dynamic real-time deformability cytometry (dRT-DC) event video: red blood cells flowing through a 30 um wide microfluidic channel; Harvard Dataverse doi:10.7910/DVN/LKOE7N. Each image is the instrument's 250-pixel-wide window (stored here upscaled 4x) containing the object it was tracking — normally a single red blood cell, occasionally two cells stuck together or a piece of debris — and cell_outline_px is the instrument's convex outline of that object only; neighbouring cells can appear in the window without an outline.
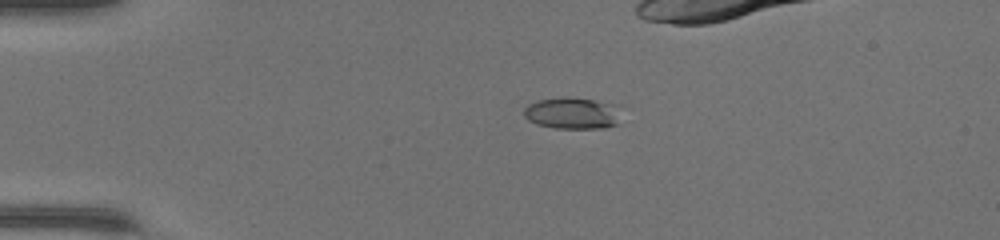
{"species": "common noctule bat (a hibernating species)", "species_latin": "Nyctalus noctula", "temperature_condition": "warm", "stored_images_in_passage": 31, "camera_frame_rate_fps": 3000, "um_per_image_px": 0.085, "animal": {"sex": "female", "body_mass_g": 17.0, "forearm_length_mm": 48.0}, "frame": {"image": 1, "passage_image": 2, "time_ms": 0.333, "image_size_px": [1000, 240], "cell_outline_px": [[616, 124], [604, 128], [556, 128], [536, 124], [528, 120], [524, 116], [524, 108], [528, 104], [540, 100], [592, 100], [604, 104]], "centroid_in_image_um": [48.37, 9.7], "position_along_channel_um": 36.6, "area_um2": 15.78}}
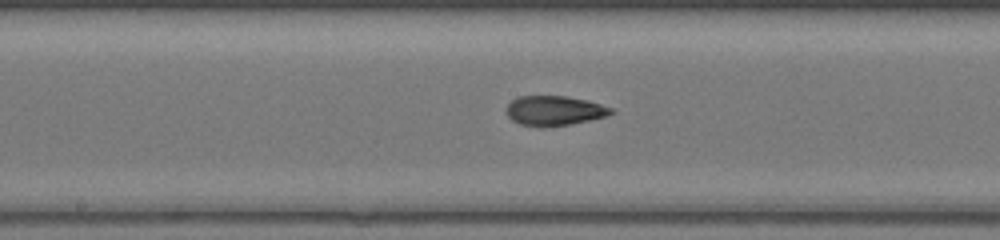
{"frame": {"image": 2, "passage_image": 17, "time_ms": 5.333, "image_size_px": [1000, 240], "cell_outline_px": [[616, 112], [608, 116], [548, 128], [544, 128], [520, 124], [512, 120], [508, 116], [508, 104], [512, 100], [520, 96], [568, 96], [588, 100], [612, 108]], "centroid_in_image_um": [47.15, 9.41], "position_along_channel_um": 201.1, "area_um2": 18.21}}
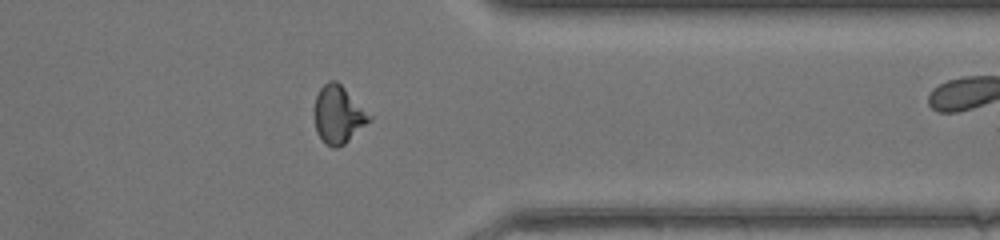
{"frame": {"image": 3, "passage_image": 30, "time_ms": 9.667, "image_size_px": [1000, 240], "cell_outline_px": [[372, 120], [344, 144], [336, 148], [332, 148], [324, 144], [316, 132], [312, 112], [316, 96], [320, 88], [328, 80], [336, 80], [372, 116]], "centroid_in_image_um": [28.71, 9.76], "position_along_channel_um": 382.7, "area_um2": 18.73}}